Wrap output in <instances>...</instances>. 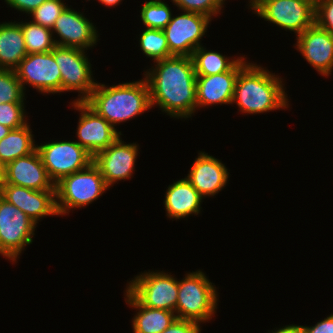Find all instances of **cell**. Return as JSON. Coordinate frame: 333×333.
<instances>
[{"instance_id": "cell-2", "label": "cell", "mask_w": 333, "mask_h": 333, "mask_svg": "<svg viewBox=\"0 0 333 333\" xmlns=\"http://www.w3.org/2000/svg\"><path fill=\"white\" fill-rule=\"evenodd\" d=\"M283 80L267 67L249 61L239 71L231 105L236 104L246 115L290 108Z\"/></svg>"}, {"instance_id": "cell-31", "label": "cell", "mask_w": 333, "mask_h": 333, "mask_svg": "<svg viewBox=\"0 0 333 333\" xmlns=\"http://www.w3.org/2000/svg\"><path fill=\"white\" fill-rule=\"evenodd\" d=\"M227 0H171L177 10L198 13L211 20L222 13ZM213 17V18H212Z\"/></svg>"}, {"instance_id": "cell-8", "label": "cell", "mask_w": 333, "mask_h": 333, "mask_svg": "<svg viewBox=\"0 0 333 333\" xmlns=\"http://www.w3.org/2000/svg\"><path fill=\"white\" fill-rule=\"evenodd\" d=\"M86 53V50L80 48L58 45L53 49V56L61 73V93H80L73 102L86 101L97 84Z\"/></svg>"}, {"instance_id": "cell-28", "label": "cell", "mask_w": 333, "mask_h": 333, "mask_svg": "<svg viewBox=\"0 0 333 333\" xmlns=\"http://www.w3.org/2000/svg\"><path fill=\"white\" fill-rule=\"evenodd\" d=\"M139 12L143 27L158 30H163L173 15L165 0H145Z\"/></svg>"}, {"instance_id": "cell-19", "label": "cell", "mask_w": 333, "mask_h": 333, "mask_svg": "<svg viewBox=\"0 0 333 333\" xmlns=\"http://www.w3.org/2000/svg\"><path fill=\"white\" fill-rule=\"evenodd\" d=\"M230 175L228 168L221 160L205 151H199L185 177L206 199V197L214 198L222 191L226 187Z\"/></svg>"}, {"instance_id": "cell-35", "label": "cell", "mask_w": 333, "mask_h": 333, "mask_svg": "<svg viewBox=\"0 0 333 333\" xmlns=\"http://www.w3.org/2000/svg\"><path fill=\"white\" fill-rule=\"evenodd\" d=\"M46 0H4L8 7L18 12L25 13L27 16L38 8Z\"/></svg>"}, {"instance_id": "cell-14", "label": "cell", "mask_w": 333, "mask_h": 333, "mask_svg": "<svg viewBox=\"0 0 333 333\" xmlns=\"http://www.w3.org/2000/svg\"><path fill=\"white\" fill-rule=\"evenodd\" d=\"M139 149L138 143H126L120 135L111 145L93 157V163L100 170L109 188L118 184V181L132 179L140 154Z\"/></svg>"}, {"instance_id": "cell-40", "label": "cell", "mask_w": 333, "mask_h": 333, "mask_svg": "<svg viewBox=\"0 0 333 333\" xmlns=\"http://www.w3.org/2000/svg\"><path fill=\"white\" fill-rule=\"evenodd\" d=\"M12 129L0 124V140L7 136Z\"/></svg>"}, {"instance_id": "cell-11", "label": "cell", "mask_w": 333, "mask_h": 333, "mask_svg": "<svg viewBox=\"0 0 333 333\" xmlns=\"http://www.w3.org/2000/svg\"><path fill=\"white\" fill-rule=\"evenodd\" d=\"M181 12L172 15L163 31L172 55L191 57L193 51L203 45L202 38L206 37L212 20L198 13Z\"/></svg>"}, {"instance_id": "cell-27", "label": "cell", "mask_w": 333, "mask_h": 333, "mask_svg": "<svg viewBox=\"0 0 333 333\" xmlns=\"http://www.w3.org/2000/svg\"><path fill=\"white\" fill-rule=\"evenodd\" d=\"M138 39L143 55L151 58L153 62L173 56L163 30L144 28L142 32L140 31Z\"/></svg>"}, {"instance_id": "cell-7", "label": "cell", "mask_w": 333, "mask_h": 333, "mask_svg": "<svg viewBox=\"0 0 333 333\" xmlns=\"http://www.w3.org/2000/svg\"><path fill=\"white\" fill-rule=\"evenodd\" d=\"M251 10L296 37L315 23V0H260Z\"/></svg>"}, {"instance_id": "cell-26", "label": "cell", "mask_w": 333, "mask_h": 333, "mask_svg": "<svg viewBox=\"0 0 333 333\" xmlns=\"http://www.w3.org/2000/svg\"><path fill=\"white\" fill-rule=\"evenodd\" d=\"M27 21H20L27 54L51 52L56 46L52 30Z\"/></svg>"}, {"instance_id": "cell-29", "label": "cell", "mask_w": 333, "mask_h": 333, "mask_svg": "<svg viewBox=\"0 0 333 333\" xmlns=\"http://www.w3.org/2000/svg\"><path fill=\"white\" fill-rule=\"evenodd\" d=\"M25 94L15 70L0 69V104L25 102Z\"/></svg>"}, {"instance_id": "cell-18", "label": "cell", "mask_w": 333, "mask_h": 333, "mask_svg": "<svg viewBox=\"0 0 333 333\" xmlns=\"http://www.w3.org/2000/svg\"><path fill=\"white\" fill-rule=\"evenodd\" d=\"M243 57L229 70L215 75L197 76V110L212 105H231L239 71L249 62Z\"/></svg>"}, {"instance_id": "cell-24", "label": "cell", "mask_w": 333, "mask_h": 333, "mask_svg": "<svg viewBox=\"0 0 333 333\" xmlns=\"http://www.w3.org/2000/svg\"><path fill=\"white\" fill-rule=\"evenodd\" d=\"M30 123L11 130L0 140V160L7 165L19 157L26 156L36 149L34 134Z\"/></svg>"}, {"instance_id": "cell-15", "label": "cell", "mask_w": 333, "mask_h": 333, "mask_svg": "<svg viewBox=\"0 0 333 333\" xmlns=\"http://www.w3.org/2000/svg\"><path fill=\"white\" fill-rule=\"evenodd\" d=\"M70 7L64 9L52 28L55 44L83 50L94 48L100 40L96 25L83 12Z\"/></svg>"}, {"instance_id": "cell-5", "label": "cell", "mask_w": 333, "mask_h": 333, "mask_svg": "<svg viewBox=\"0 0 333 333\" xmlns=\"http://www.w3.org/2000/svg\"><path fill=\"white\" fill-rule=\"evenodd\" d=\"M109 187L98 167H88L64 176L55 183L56 208L59 216H67L76 208H85L101 198Z\"/></svg>"}, {"instance_id": "cell-23", "label": "cell", "mask_w": 333, "mask_h": 333, "mask_svg": "<svg viewBox=\"0 0 333 333\" xmlns=\"http://www.w3.org/2000/svg\"><path fill=\"white\" fill-rule=\"evenodd\" d=\"M27 55L21 23H0V69L15 70Z\"/></svg>"}, {"instance_id": "cell-9", "label": "cell", "mask_w": 333, "mask_h": 333, "mask_svg": "<svg viewBox=\"0 0 333 333\" xmlns=\"http://www.w3.org/2000/svg\"><path fill=\"white\" fill-rule=\"evenodd\" d=\"M38 225L19 208L0 196V256L17 263L26 246L32 244Z\"/></svg>"}, {"instance_id": "cell-3", "label": "cell", "mask_w": 333, "mask_h": 333, "mask_svg": "<svg viewBox=\"0 0 333 333\" xmlns=\"http://www.w3.org/2000/svg\"><path fill=\"white\" fill-rule=\"evenodd\" d=\"M85 102L114 128L152 109L144 77L111 86L97 82Z\"/></svg>"}, {"instance_id": "cell-22", "label": "cell", "mask_w": 333, "mask_h": 333, "mask_svg": "<svg viewBox=\"0 0 333 333\" xmlns=\"http://www.w3.org/2000/svg\"><path fill=\"white\" fill-rule=\"evenodd\" d=\"M125 303L136 313L132 318L133 333H162L177 318L175 312L141 305L126 289Z\"/></svg>"}, {"instance_id": "cell-33", "label": "cell", "mask_w": 333, "mask_h": 333, "mask_svg": "<svg viewBox=\"0 0 333 333\" xmlns=\"http://www.w3.org/2000/svg\"><path fill=\"white\" fill-rule=\"evenodd\" d=\"M315 23L333 35V0H315Z\"/></svg>"}, {"instance_id": "cell-30", "label": "cell", "mask_w": 333, "mask_h": 333, "mask_svg": "<svg viewBox=\"0 0 333 333\" xmlns=\"http://www.w3.org/2000/svg\"><path fill=\"white\" fill-rule=\"evenodd\" d=\"M68 6L64 0H46L28 16L33 23L39 24L52 30L56 19Z\"/></svg>"}, {"instance_id": "cell-39", "label": "cell", "mask_w": 333, "mask_h": 333, "mask_svg": "<svg viewBox=\"0 0 333 333\" xmlns=\"http://www.w3.org/2000/svg\"><path fill=\"white\" fill-rule=\"evenodd\" d=\"M5 168L6 165L0 160V189L2 185L4 184L5 180Z\"/></svg>"}, {"instance_id": "cell-4", "label": "cell", "mask_w": 333, "mask_h": 333, "mask_svg": "<svg viewBox=\"0 0 333 333\" xmlns=\"http://www.w3.org/2000/svg\"><path fill=\"white\" fill-rule=\"evenodd\" d=\"M218 297L217 287L201 269L187 272L183 279H178L175 315L199 324L209 322L218 309Z\"/></svg>"}, {"instance_id": "cell-25", "label": "cell", "mask_w": 333, "mask_h": 333, "mask_svg": "<svg viewBox=\"0 0 333 333\" xmlns=\"http://www.w3.org/2000/svg\"><path fill=\"white\" fill-rule=\"evenodd\" d=\"M241 56H225L217 51L208 50L204 45L193 51L191 58L196 76L215 75L229 71L241 58Z\"/></svg>"}, {"instance_id": "cell-1", "label": "cell", "mask_w": 333, "mask_h": 333, "mask_svg": "<svg viewBox=\"0 0 333 333\" xmlns=\"http://www.w3.org/2000/svg\"><path fill=\"white\" fill-rule=\"evenodd\" d=\"M144 71L151 107L171 118L187 120L197 111L196 73L189 56H170Z\"/></svg>"}, {"instance_id": "cell-10", "label": "cell", "mask_w": 333, "mask_h": 333, "mask_svg": "<svg viewBox=\"0 0 333 333\" xmlns=\"http://www.w3.org/2000/svg\"><path fill=\"white\" fill-rule=\"evenodd\" d=\"M36 149L49 178L57 183L64 176L85 169L93 162V156L76 141H48Z\"/></svg>"}, {"instance_id": "cell-16", "label": "cell", "mask_w": 333, "mask_h": 333, "mask_svg": "<svg viewBox=\"0 0 333 333\" xmlns=\"http://www.w3.org/2000/svg\"><path fill=\"white\" fill-rule=\"evenodd\" d=\"M295 49L320 75L333 72V35L316 23L296 37Z\"/></svg>"}, {"instance_id": "cell-36", "label": "cell", "mask_w": 333, "mask_h": 333, "mask_svg": "<svg viewBox=\"0 0 333 333\" xmlns=\"http://www.w3.org/2000/svg\"><path fill=\"white\" fill-rule=\"evenodd\" d=\"M304 333H333V313L319 320L313 326H303Z\"/></svg>"}, {"instance_id": "cell-41", "label": "cell", "mask_w": 333, "mask_h": 333, "mask_svg": "<svg viewBox=\"0 0 333 333\" xmlns=\"http://www.w3.org/2000/svg\"><path fill=\"white\" fill-rule=\"evenodd\" d=\"M260 0H248V7L249 9H252Z\"/></svg>"}, {"instance_id": "cell-21", "label": "cell", "mask_w": 333, "mask_h": 333, "mask_svg": "<svg viewBox=\"0 0 333 333\" xmlns=\"http://www.w3.org/2000/svg\"><path fill=\"white\" fill-rule=\"evenodd\" d=\"M164 209L167 218L170 220H180L189 217L197 216L202 211L203 197L185 178L173 181L168 185L164 194Z\"/></svg>"}, {"instance_id": "cell-17", "label": "cell", "mask_w": 333, "mask_h": 333, "mask_svg": "<svg viewBox=\"0 0 333 333\" xmlns=\"http://www.w3.org/2000/svg\"><path fill=\"white\" fill-rule=\"evenodd\" d=\"M0 196L31 218L36 224L47 216H59L55 190H33L13 184H3Z\"/></svg>"}, {"instance_id": "cell-12", "label": "cell", "mask_w": 333, "mask_h": 333, "mask_svg": "<svg viewBox=\"0 0 333 333\" xmlns=\"http://www.w3.org/2000/svg\"><path fill=\"white\" fill-rule=\"evenodd\" d=\"M15 72L25 92L26 85H29L43 95L61 94V73L54 59L53 50L27 54Z\"/></svg>"}, {"instance_id": "cell-20", "label": "cell", "mask_w": 333, "mask_h": 333, "mask_svg": "<svg viewBox=\"0 0 333 333\" xmlns=\"http://www.w3.org/2000/svg\"><path fill=\"white\" fill-rule=\"evenodd\" d=\"M4 184H13L38 191L55 190V184L49 178L37 149L6 165Z\"/></svg>"}, {"instance_id": "cell-6", "label": "cell", "mask_w": 333, "mask_h": 333, "mask_svg": "<svg viewBox=\"0 0 333 333\" xmlns=\"http://www.w3.org/2000/svg\"><path fill=\"white\" fill-rule=\"evenodd\" d=\"M161 270L140 272L126 290L143 306L175 312L178 298V278Z\"/></svg>"}, {"instance_id": "cell-32", "label": "cell", "mask_w": 333, "mask_h": 333, "mask_svg": "<svg viewBox=\"0 0 333 333\" xmlns=\"http://www.w3.org/2000/svg\"><path fill=\"white\" fill-rule=\"evenodd\" d=\"M25 102L1 103L0 104V124L12 130L28 124Z\"/></svg>"}, {"instance_id": "cell-13", "label": "cell", "mask_w": 333, "mask_h": 333, "mask_svg": "<svg viewBox=\"0 0 333 333\" xmlns=\"http://www.w3.org/2000/svg\"><path fill=\"white\" fill-rule=\"evenodd\" d=\"M71 107L79 112L75 140L85 148L93 157L111 145L120 135L117 128L93 110L85 101L71 102Z\"/></svg>"}, {"instance_id": "cell-37", "label": "cell", "mask_w": 333, "mask_h": 333, "mask_svg": "<svg viewBox=\"0 0 333 333\" xmlns=\"http://www.w3.org/2000/svg\"><path fill=\"white\" fill-rule=\"evenodd\" d=\"M268 333H304L303 325L290 324L283 327L274 328V331L268 330Z\"/></svg>"}, {"instance_id": "cell-38", "label": "cell", "mask_w": 333, "mask_h": 333, "mask_svg": "<svg viewBox=\"0 0 333 333\" xmlns=\"http://www.w3.org/2000/svg\"><path fill=\"white\" fill-rule=\"evenodd\" d=\"M98 2L101 5L107 6V7H113L115 8V6H118L121 4L122 0H98Z\"/></svg>"}, {"instance_id": "cell-34", "label": "cell", "mask_w": 333, "mask_h": 333, "mask_svg": "<svg viewBox=\"0 0 333 333\" xmlns=\"http://www.w3.org/2000/svg\"><path fill=\"white\" fill-rule=\"evenodd\" d=\"M201 324L176 318L162 333H201Z\"/></svg>"}]
</instances>
